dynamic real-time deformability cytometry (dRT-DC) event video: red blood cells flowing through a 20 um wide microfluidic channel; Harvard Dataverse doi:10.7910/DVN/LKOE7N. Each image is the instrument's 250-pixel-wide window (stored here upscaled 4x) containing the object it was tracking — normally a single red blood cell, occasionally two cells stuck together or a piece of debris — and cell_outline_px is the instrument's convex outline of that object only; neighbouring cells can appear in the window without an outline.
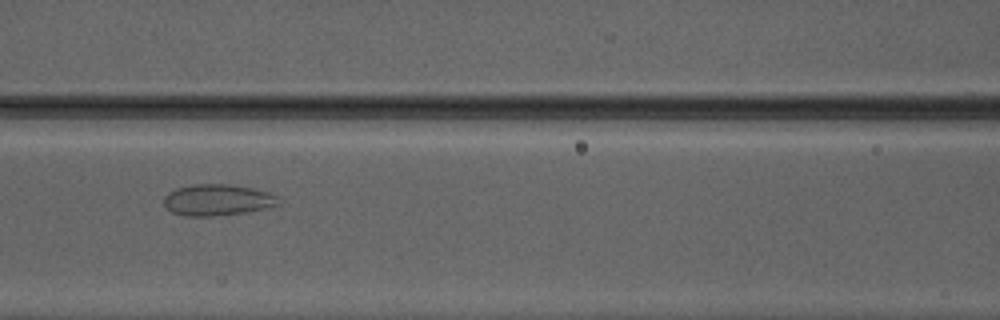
{"species": "Egyptian fruit bat (a non-hibernating species)", "species_latin": "Rousettus aegyptiacus", "temperature_condition": "warm", "stored_images_in_passage": 41, "camera_frame_rate_fps": 3000, "um_per_image_px": 0.085, "animal": {"sex": "male"}, "frame": {"image": 1, "passage_image": 14, "time_ms": 4.333, "image_size_px": [1000, 320], "cell_outline_px": [[280, 204], [264, 208], [244, 212], [212, 216], [184, 216], [172, 212], [164, 204], [164, 196], [168, 192], [176, 188], [196, 184], [232, 184], [252, 188], [268, 192], [276, 196]], "centroid_in_image_um": [18.45, 16.99], "position_along_channel_um": 148.2, "area_um2": 20.75}}
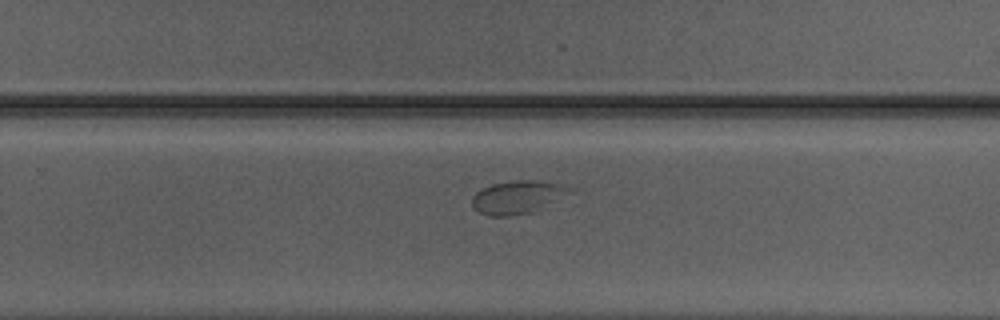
{"frame": {"image": 2, "passage_image": 24, "time_ms": 7.667, "image_size_px": [1000, 320], "cell_outline_px": [[576, 192], [532, 212], [508, 216], [488, 216], [476, 212], [472, 208], [472, 196], [480, 188], [492, 184], [516, 180], [536, 180], [560, 184], [572, 188]], "centroid_in_image_um": [43.99, 16.76], "position_along_channel_um": 285.8, "area_um2": 19.19}}
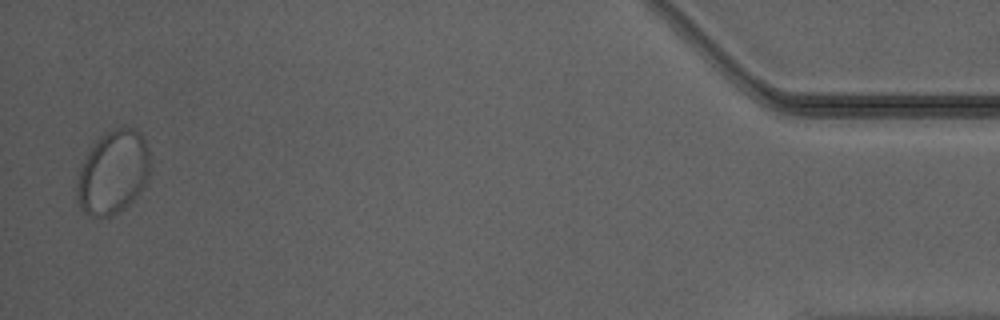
{"frame": {"image": 3, "passage_image": 40, "time_ms": 13.0, "image_size_px": [1000, 320], "cell_outline_px": [[148, 176], [140, 192], [124, 208], [108, 216], [88, 216], [80, 208], [76, 196], [76, 188], [80, 168], [92, 144], [100, 136], [116, 128], [136, 128], [144, 136], [148, 148]], "centroid_in_image_um": [9.58, 14.64], "position_along_channel_um": 425.6, "area_um2": 35.32}}